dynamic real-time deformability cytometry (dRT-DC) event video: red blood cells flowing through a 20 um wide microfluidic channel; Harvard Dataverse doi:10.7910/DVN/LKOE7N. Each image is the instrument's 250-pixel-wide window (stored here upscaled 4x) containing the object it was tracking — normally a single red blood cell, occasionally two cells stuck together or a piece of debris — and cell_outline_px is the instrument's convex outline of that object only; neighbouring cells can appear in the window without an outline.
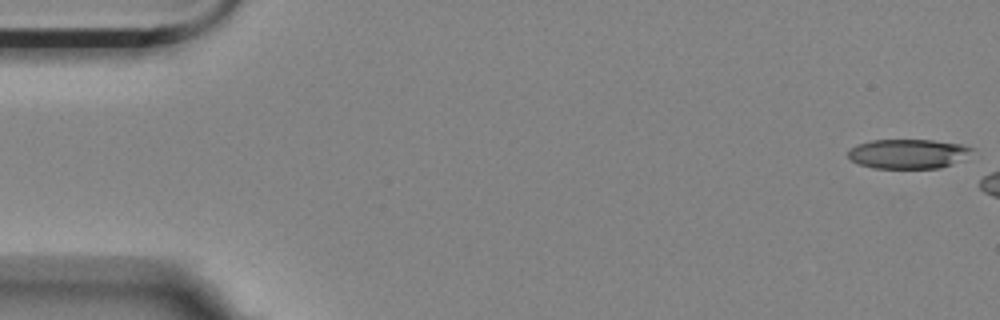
{"species": "Egyptian fruit bat (a non-hibernating species)", "species_latin": "Rousettus aegyptiacus", "temperature_condition": "room temperature", "stored_images_in_passage": 3, "camera_frame_rate_fps": 3000, "um_per_image_px": 0.085, "animal": {"sex": "female"}, "frame": {"image": 1, "passage_image": 1, "time_ms": 0.0, "image_size_px": [1000, 320], "cell_outline_px": [[972, 148], [952, 164], [940, 168], [872, 168], [860, 164], [852, 160], [848, 156], [848, 152], [856, 144], [872, 140], [932, 140], [960, 144]], "centroid_in_image_um": [77.09, 13.07], "position_along_channel_um": 7.9, "area_um2": 20.75}}